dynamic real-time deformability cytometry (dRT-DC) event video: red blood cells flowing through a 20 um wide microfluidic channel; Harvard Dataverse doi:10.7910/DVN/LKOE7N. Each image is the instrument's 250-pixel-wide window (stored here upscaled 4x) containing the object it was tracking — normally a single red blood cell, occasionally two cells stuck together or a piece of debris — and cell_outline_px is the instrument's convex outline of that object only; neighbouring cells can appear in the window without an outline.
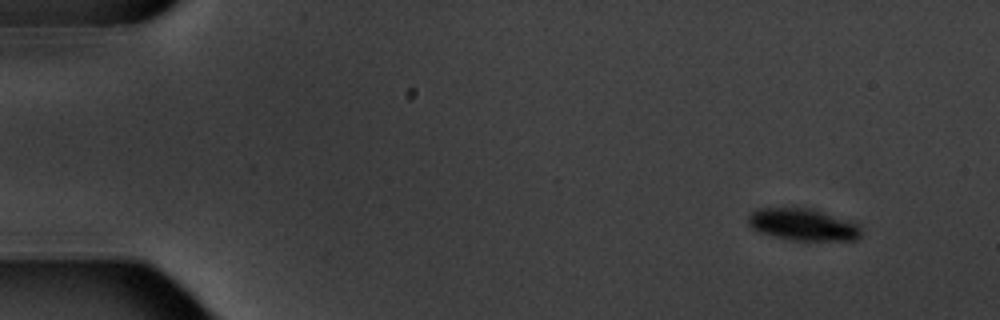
{"species": "common noctule bat (a hibernating species)", "species_latin": "Nyctalus noctula", "temperature_condition": "warm", "stored_images_in_passage": 6, "camera_frame_rate_fps": 3000, "um_per_image_px": 0.085, "animal": {"sex": "male", "body_mass_g": 20.1, "forearm_length_mm": 53.5}, "frame": {"image": 1, "passage_image": 1, "time_ms": 0.0, "image_size_px": [1000, 320], "cell_outline_px": [[860, 236], [856, 240], [792, 240], [760, 232], [752, 228], [748, 224], [748, 216], [756, 208], [812, 208], [852, 220], [860, 224]], "centroid_in_image_um": [68.29, 19.07], "position_along_channel_um": 16.7, "area_um2": 21.15}}
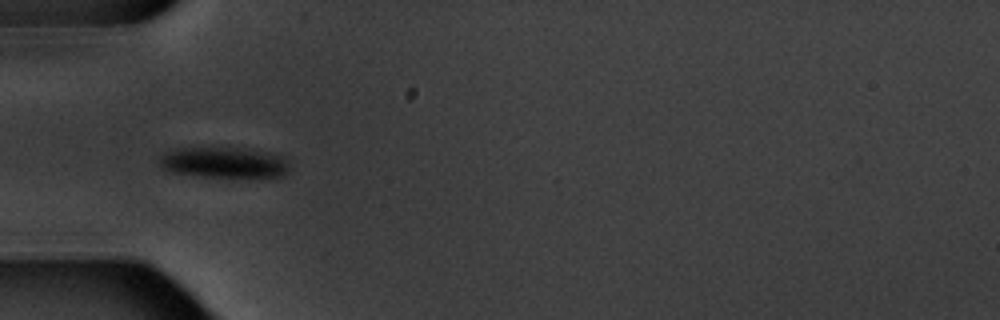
{"frame": {"image": 2, "passage_image": 5, "time_ms": 4.667, "image_size_px": [1000, 320], "cell_outline_px": [[288, 172], [284, 176], [268, 180], [248, 180], [200, 176], [168, 172], [160, 168], [156, 160], [164, 152], [172, 148], [252, 148], [284, 156], [288, 160]], "centroid_in_image_um": [19.1, 13.87], "position_along_channel_um": 65.9, "area_um2": 25.2}}
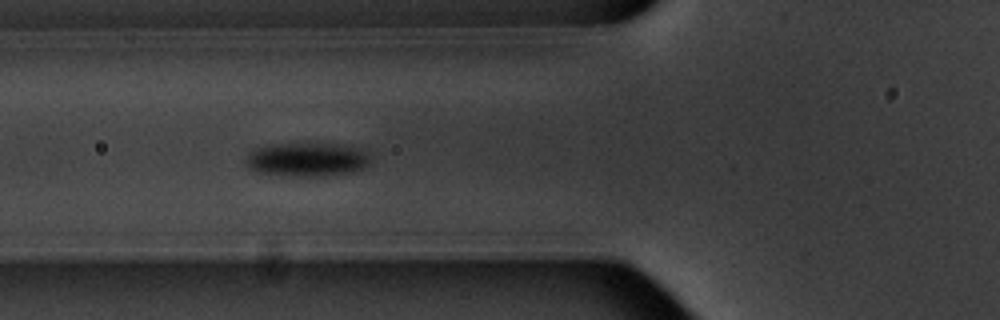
{"frame": {"image": 3, "passage_image": 6, "time_ms": 5.667, "image_size_px": [1000, 320], "cell_outline_px": [[368, 164], [364, 168], [356, 172], [324, 176], [284, 176], [252, 172], [248, 168], [244, 160], [256, 148], [272, 144], [340, 144], [360, 148], [368, 156]], "centroid_in_image_um": [26.06, 13.58], "position_along_channel_um": 99.7, "area_um2": 24.74}}